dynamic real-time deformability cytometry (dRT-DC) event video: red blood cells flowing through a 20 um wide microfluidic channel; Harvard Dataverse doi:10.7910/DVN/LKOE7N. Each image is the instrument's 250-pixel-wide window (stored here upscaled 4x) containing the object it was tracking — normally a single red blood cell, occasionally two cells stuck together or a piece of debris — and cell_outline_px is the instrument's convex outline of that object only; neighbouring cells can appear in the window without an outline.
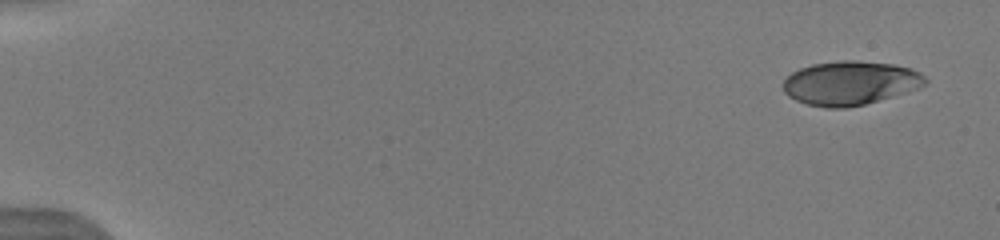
{"species": "human", "species_latin": "Homo sapiens", "temperature_condition": "warm", "stored_images_in_passage": 20, "camera_frame_rate_fps": 3000, "um_per_image_px": 0.085, "donor": {"sex": "male"}, "frame": {"image": 1, "passage_image": 1, "time_ms": 0.0, "image_size_px": [1000, 240], "cell_outline_px": [[928, 80], [920, 88], [864, 104], [844, 108], [824, 108], [808, 104], [796, 100], [788, 96], [784, 92], [780, 84], [792, 72], [800, 68], [812, 64], [840, 60], [856, 60], [892, 64], [912, 68], [920, 72]], "centroid_in_image_um": [72.24, 7.05], "position_along_channel_um": 12.8, "area_um2": 36.53}}
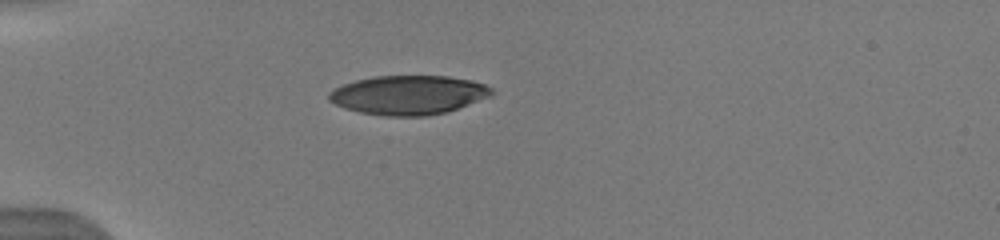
{"frame": {"image": 2, "passage_image": 13, "time_ms": 4.333, "image_size_px": [1000, 240], "cell_outline_px": [[496, 92], [492, 96], [444, 112], [424, 116], [384, 116], [360, 112], [344, 108], [328, 100], [328, 92], [344, 84], [356, 80], [372, 76], [448, 76], [472, 80], [484, 84], [492, 88]], "centroid_in_image_um": [34.72, 8.06], "position_along_channel_um": 50.3, "area_um2": 37.05}}